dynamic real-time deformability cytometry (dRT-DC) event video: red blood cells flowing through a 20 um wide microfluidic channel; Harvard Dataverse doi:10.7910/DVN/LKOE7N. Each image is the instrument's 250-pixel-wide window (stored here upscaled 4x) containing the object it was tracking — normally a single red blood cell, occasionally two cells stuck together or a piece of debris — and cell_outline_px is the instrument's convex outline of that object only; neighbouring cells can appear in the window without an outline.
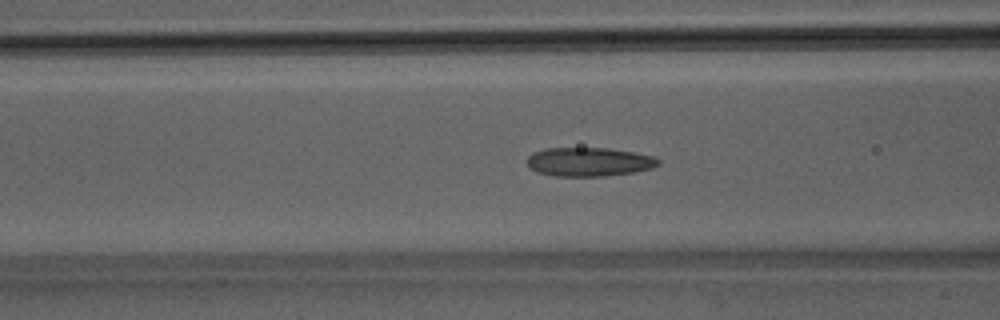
{"species": "Egyptian fruit bat (a non-hibernating species)", "species_latin": "Rousettus aegyptiacus", "temperature_condition": "room temperature", "stored_images_in_passage": 50, "camera_frame_rate_fps": 3000, "um_per_image_px": 0.085, "animal": {"sex": "male"}, "frame": {"image": 1, "passage_image": 20, "time_ms": 6.333, "image_size_px": [1000, 320], "cell_outline_px": [[660, 164], [652, 168], [632, 172], [604, 176], [556, 176], [536, 172], [528, 168], [528, 156], [532, 152], [544, 148], [608, 148], [632, 152], [652, 156], [660, 160]], "centroid_in_image_um": [50.02, 13.75], "position_along_channel_um": 116.6, "area_um2": 22.08}}
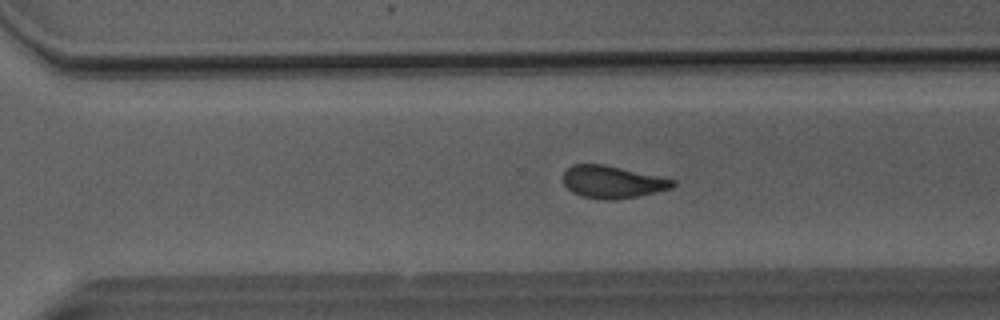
{"frame": {"image": 2, "passage_image": 35, "time_ms": 11.333, "image_size_px": [1000, 320], "cell_outline_px": [[676, 184], [672, 188], [640, 196], [612, 200], [608, 200], [580, 196], [572, 192], [564, 184], [564, 172], [572, 164], [604, 164], [676, 180]], "centroid_in_image_um": [52.06, 15.47], "position_along_channel_um": 318.5, "area_um2": 20.63}}
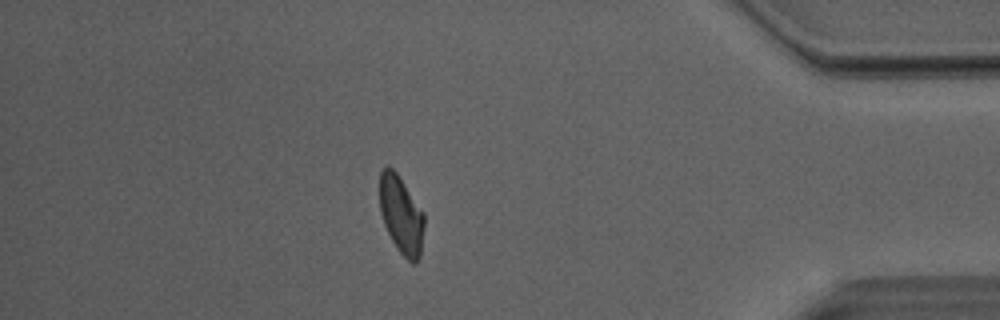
{"frame": {"image": 3, "passage_image": 44, "time_ms": 14.333, "image_size_px": [1000, 320], "cell_outline_px": [[424, 224], [420, 256], [416, 264], [412, 264], [396, 248], [384, 224], [380, 212], [380, 172], [388, 164], [396, 172], [424, 212]], "centroid_in_image_um": [34.11, 18.27], "position_along_channel_um": 401.1, "area_um2": 20.17}, "authors_computed_cell_mechanics": {"area_um2": 21.2993, "velocity_mm_per_s": 4.0425, "shape_relaxation_time_tau1_ms": null, "shape_relaxation_time_tau2_ms": 2.3052, "deformation_change_tau1": null, "deformation_change_tau2": 0.1108}}